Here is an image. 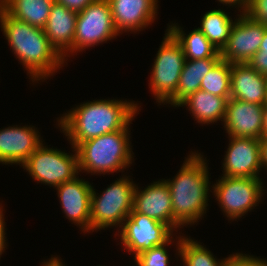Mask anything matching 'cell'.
<instances>
[{
	"label": "cell",
	"instance_id": "1",
	"mask_svg": "<svg viewBox=\"0 0 267 266\" xmlns=\"http://www.w3.org/2000/svg\"><path fill=\"white\" fill-rule=\"evenodd\" d=\"M141 106L127 99L82 102L57 118L58 128L74 148L89 139L123 129Z\"/></svg>",
	"mask_w": 267,
	"mask_h": 266
},
{
	"label": "cell",
	"instance_id": "33",
	"mask_svg": "<svg viewBox=\"0 0 267 266\" xmlns=\"http://www.w3.org/2000/svg\"><path fill=\"white\" fill-rule=\"evenodd\" d=\"M217 1L223 4V7L224 5L228 6L227 9L232 6V8L233 7L238 8L237 9L238 12L240 11V13H245L249 6L250 0H217Z\"/></svg>",
	"mask_w": 267,
	"mask_h": 266
},
{
	"label": "cell",
	"instance_id": "10",
	"mask_svg": "<svg viewBox=\"0 0 267 266\" xmlns=\"http://www.w3.org/2000/svg\"><path fill=\"white\" fill-rule=\"evenodd\" d=\"M117 232L114 236H120L121 245L133 254V258L155 246L163 245L175 234L167 224L137 213L133 209Z\"/></svg>",
	"mask_w": 267,
	"mask_h": 266
},
{
	"label": "cell",
	"instance_id": "27",
	"mask_svg": "<svg viewBox=\"0 0 267 266\" xmlns=\"http://www.w3.org/2000/svg\"><path fill=\"white\" fill-rule=\"evenodd\" d=\"M174 234L176 236H172L166 243L160 246H155L152 249L146 250L138 255H136L133 259L136 263L135 266H168L170 263L168 246L173 245L174 241L177 242L181 238V234L179 232ZM175 239V240H174ZM167 247V248H166ZM134 266V265H133Z\"/></svg>",
	"mask_w": 267,
	"mask_h": 266
},
{
	"label": "cell",
	"instance_id": "6",
	"mask_svg": "<svg viewBox=\"0 0 267 266\" xmlns=\"http://www.w3.org/2000/svg\"><path fill=\"white\" fill-rule=\"evenodd\" d=\"M266 186L262 178L221 177L212 184V194L228 221L240 220L259 205Z\"/></svg>",
	"mask_w": 267,
	"mask_h": 266
},
{
	"label": "cell",
	"instance_id": "17",
	"mask_svg": "<svg viewBox=\"0 0 267 266\" xmlns=\"http://www.w3.org/2000/svg\"><path fill=\"white\" fill-rule=\"evenodd\" d=\"M135 212L167 224L173 230V208L169 187L164 179L153 181L144 189L136 184L133 194Z\"/></svg>",
	"mask_w": 267,
	"mask_h": 266
},
{
	"label": "cell",
	"instance_id": "28",
	"mask_svg": "<svg viewBox=\"0 0 267 266\" xmlns=\"http://www.w3.org/2000/svg\"><path fill=\"white\" fill-rule=\"evenodd\" d=\"M245 13L253 20L267 26V0H250Z\"/></svg>",
	"mask_w": 267,
	"mask_h": 266
},
{
	"label": "cell",
	"instance_id": "4",
	"mask_svg": "<svg viewBox=\"0 0 267 266\" xmlns=\"http://www.w3.org/2000/svg\"><path fill=\"white\" fill-rule=\"evenodd\" d=\"M121 130L106 133L78 144L79 172L91 175H106L124 172L134 162L130 141V124Z\"/></svg>",
	"mask_w": 267,
	"mask_h": 266
},
{
	"label": "cell",
	"instance_id": "7",
	"mask_svg": "<svg viewBox=\"0 0 267 266\" xmlns=\"http://www.w3.org/2000/svg\"><path fill=\"white\" fill-rule=\"evenodd\" d=\"M48 146L42 143L21 167L37 181V184L42 183L56 188L80 174L78 155L73 146L71 151L74 153L70 154L66 150Z\"/></svg>",
	"mask_w": 267,
	"mask_h": 266
},
{
	"label": "cell",
	"instance_id": "31",
	"mask_svg": "<svg viewBox=\"0 0 267 266\" xmlns=\"http://www.w3.org/2000/svg\"><path fill=\"white\" fill-rule=\"evenodd\" d=\"M248 64L257 72L267 77V55H254Z\"/></svg>",
	"mask_w": 267,
	"mask_h": 266
},
{
	"label": "cell",
	"instance_id": "20",
	"mask_svg": "<svg viewBox=\"0 0 267 266\" xmlns=\"http://www.w3.org/2000/svg\"><path fill=\"white\" fill-rule=\"evenodd\" d=\"M229 98L198 90L185 98L178 107H187L190 115L192 114L200 125H209L218 123V121L223 123Z\"/></svg>",
	"mask_w": 267,
	"mask_h": 266
},
{
	"label": "cell",
	"instance_id": "3",
	"mask_svg": "<svg viewBox=\"0 0 267 266\" xmlns=\"http://www.w3.org/2000/svg\"><path fill=\"white\" fill-rule=\"evenodd\" d=\"M0 28L14 56L34 84L51 79L67 63L51 46L42 28L11 17L1 7Z\"/></svg>",
	"mask_w": 267,
	"mask_h": 266
},
{
	"label": "cell",
	"instance_id": "19",
	"mask_svg": "<svg viewBox=\"0 0 267 266\" xmlns=\"http://www.w3.org/2000/svg\"><path fill=\"white\" fill-rule=\"evenodd\" d=\"M78 12L54 2L43 28L51 46L64 58L72 49Z\"/></svg>",
	"mask_w": 267,
	"mask_h": 266
},
{
	"label": "cell",
	"instance_id": "22",
	"mask_svg": "<svg viewBox=\"0 0 267 266\" xmlns=\"http://www.w3.org/2000/svg\"><path fill=\"white\" fill-rule=\"evenodd\" d=\"M54 0H0V7L11 17L44 28Z\"/></svg>",
	"mask_w": 267,
	"mask_h": 266
},
{
	"label": "cell",
	"instance_id": "21",
	"mask_svg": "<svg viewBox=\"0 0 267 266\" xmlns=\"http://www.w3.org/2000/svg\"><path fill=\"white\" fill-rule=\"evenodd\" d=\"M221 58L186 59L181 71L179 83L174 96L166 103L172 107L178 105L189 95L200 90L202 79Z\"/></svg>",
	"mask_w": 267,
	"mask_h": 266
},
{
	"label": "cell",
	"instance_id": "35",
	"mask_svg": "<svg viewBox=\"0 0 267 266\" xmlns=\"http://www.w3.org/2000/svg\"><path fill=\"white\" fill-rule=\"evenodd\" d=\"M60 256H51V258H49V260H44V262H41V266H65L66 264H63L64 262H62V258H59Z\"/></svg>",
	"mask_w": 267,
	"mask_h": 266
},
{
	"label": "cell",
	"instance_id": "14",
	"mask_svg": "<svg viewBox=\"0 0 267 266\" xmlns=\"http://www.w3.org/2000/svg\"><path fill=\"white\" fill-rule=\"evenodd\" d=\"M92 184L76 176L57 186V196L65 218L86 234L90 233Z\"/></svg>",
	"mask_w": 267,
	"mask_h": 266
},
{
	"label": "cell",
	"instance_id": "23",
	"mask_svg": "<svg viewBox=\"0 0 267 266\" xmlns=\"http://www.w3.org/2000/svg\"><path fill=\"white\" fill-rule=\"evenodd\" d=\"M177 24L175 22L171 25L168 24L167 30L181 45L186 59L221 58L220 52L198 28H194L188 32L189 34H186L183 27Z\"/></svg>",
	"mask_w": 267,
	"mask_h": 266
},
{
	"label": "cell",
	"instance_id": "36",
	"mask_svg": "<svg viewBox=\"0 0 267 266\" xmlns=\"http://www.w3.org/2000/svg\"><path fill=\"white\" fill-rule=\"evenodd\" d=\"M255 55H267V26L264 32L262 43L260 44L259 50Z\"/></svg>",
	"mask_w": 267,
	"mask_h": 266
},
{
	"label": "cell",
	"instance_id": "30",
	"mask_svg": "<svg viewBox=\"0 0 267 266\" xmlns=\"http://www.w3.org/2000/svg\"><path fill=\"white\" fill-rule=\"evenodd\" d=\"M95 0H54V2L65 6L75 12L83 11L90 3Z\"/></svg>",
	"mask_w": 267,
	"mask_h": 266
},
{
	"label": "cell",
	"instance_id": "16",
	"mask_svg": "<svg viewBox=\"0 0 267 266\" xmlns=\"http://www.w3.org/2000/svg\"><path fill=\"white\" fill-rule=\"evenodd\" d=\"M108 2L119 35L143 31L144 28L150 27L158 16L159 0H108Z\"/></svg>",
	"mask_w": 267,
	"mask_h": 266
},
{
	"label": "cell",
	"instance_id": "32",
	"mask_svg": "<svg viewBox=\"0 0 267 266\" xmlns=\"http://www.w3.org/2000/svg\"><path fill=\"white\" fill-rule=\"evenodd\" d=\"M4 206H2V204L0 203V259H1V255L5 252L6 248H7V238H6V232L5 230V217L3 214V209Z\"/></svg>",
	"mask_w": 267,
	"mask_h": 266
},
{
	"label": "cell",
	"instance_id": "24",
	"mask_svg": "<svg viewBox=\"0 0 267 266\" xmlns=\"http://www.w3.org/2000/svg\"><path fill=\"white\" fill-rule=\"evenodd\" d=\"M182 234L181 238L174 243L176 245L177 258L180 257L183 266H228L239 254L232 253L227 258L218 259L202 242ZM186 236V237H185Z\"/></svg>",
	"mask_w": 267,
	"mask_h": 266
},
{
	"label": "cell",
	"instance_id": "5",
	"mask_svg": "<svg viewBox=\"0 0 267 266\" xmlns=\"http://www.w3.org/2000/svg\"><path fill=\"white\" fill-rule=\"evenodd\" d=\"M135 186L133 179L126 175L108 185L101 194L92 186L90 233L113 227L121 228L133 208Z\"/></svg>",
	"mask_w": 267,
	"mask_h": 266
},
{
	"label": "cell",
	"instance_id": "15",
	"mask_svg": "<svg viewBox=\"0 0 267 266\" xmlns=\"http://www.w3.org/2000/svg\"><path fill=\"white\" fill-rule=\"evenodd\" d=\"M35 126L12 125L0 129V163L20 165L43 143Z\"/></svg>",
	"mask_w": 267,
	"mask_h": 266
},
{
	"label": "cell",
	"instance_id": "25",
	"mask_svg": "<svg viewBox=\"0 0 267 266\" xmlns=\"http://www.w3.org/2000/svg\"><path fill=\"white\" fill-rule=\"evenodd\" d=\"M223 9H214L206 12L201 18L198 29L221 52L226 46L230 31L235 20Z\"/></svg>",
	"mask_w": 267,
	"mask_h": 266
},
{
	"label": "cell",
	"instance_id": "13",
	"mask_svg": "<svg viewBox=\"0 0 267 266\" xmlns=\"http://www.w3.org/2000/svg\"><path fill=\"white\" fill-rule=\"evenodd\" d=\"M222 162L224 177L260 178L262 171L259 139L228 136Z\"/></svg>",
	"mask_w": 267,
	"mask_h": 266
},
{
	"label": "cell",
	"instance_id": "12",
	"mask_svg": "<svg viewBox=\"0 0 267 266\" xmlns=\"http://www.w3.org/2000/svg\"><path fill=\"white\" fill-rule=\"evenodd\" d=\"M222 124L228 136L261 139L266 133L267 108L229 98Z\"/></svg>",
	"mask_w": 267,
	"mask_h": 266
},
{
	"label": "cell",
	"instance_id": "29",
	"mask_svg": "<svg viewBox=\"0 0 267 266\" xmlns=\"http://www.w3.org/2000/svg\"><path fill=\"white\" fill-rule=\"evenodd\" d=\"M228 266H267V260L257 256L240 253L229 263Z\"/></svg>",
	"mask_w": 267,
	"mask_h": 266
},
{
	"label": "cell",
	"instance_id": "2",
	"mask_svg": "<svg viewBox=\"0 0 267 266\" xmlns=\"http://www.w3.org/2000/svg\"><path fill=\"white\" fill-rule=\"evenodd\" d=\"M206 158L203 153L191 151L176 176L164 179L172 199L174 232L195 225L207 213L212 186Z\"/></svg>",
	"mask_w": 267,
	"mask_h": 266
},
{
	"label": "cell",
	"instance_id": "18",
	"mask_svg": "<svg viewBox=\"0 0 267 266\" xmlns=\"http://www.w3.org/2000/svg\"><path fill=\"white\" fill-rule=\"evenodd\" d=\"M230 80V98L265 105L267 77L257 72L248 63L232 64Z\"/></svg>",
	"mask_w": 267,
	"mask_h": 266
},
{
	"label": "cell",
	"instance_id": "9",
	"mask_svg": "<svg viewBox=\"0 0 267 266\" xmlns=\"http://www.w3.org/2000/svg\"><path fill=\"white\" fill-rule=\"evenodd\" d=\"M117 36L119 33L114 26L108 0H95L78 12L73 49L63 59L66 62L70 54L72 57L75 53L111 41Z\"/></svg>",
	"mask_w": 267,
	"mask_h": 266
},
{
	"label": "cell",
	"instance_id": "34",
	"mask_svg": "<svg viewBox=\"0 0 267 266\" xmlns=\"http://www.w3.org/2000/svg\"><path fill=\"white\" fill-rule=\"evenodd\" d=\"M260 142V156H261V166L263 170L267 171V137L264 135Z\"/></svg>",
	"mask_w": 267,
	"mask_h": 266
},
{
	"label": "cell",
	"instance_id": "26",
	"mask_svg": "<svg viewBox=\"0 0 267 266\" xmlns=\"http://www.w3.org/2000/svg\"><path fill=\"white\" fill-rule=\"evenodd\" d=\"M231 68V63L220 59L209 71V73L202 79L200 90L209 92L215 96L230 97Z\"/></svg>",
	"mask_w": 267,
	"mask_h": 266
},
{
	"label": "cell",
	"instance_id": "8",
	"mask_svg": "<svg viewBox=\"0 0 267 266\" xmlns=\"http://www.w3.org/2000/svg\"><path fill=\"white\" fill-rule=\"evenodd\" d=\"M150 72L149 89L157 104L166 105L175 94L186 58L179 42L166 30Z\"/></svg>",
	"mask_w": 267,
	"mask_h": 266
},
{
	"label": "cell",
	"instance_id": "37",
	"mask_svg": "<svg viewBox=\"0 0 267 266\" xmlns=\"http://www.w3.org/2000/svg\"><path fill=\"white\" fill-rule=\"evenodd\" d=\"M265 106H266V108H267V95H266V102H265Z\"/></svg>",
	"mask_w": 267,
	"mask_h": 266
},
{
	"label": "cell",
	"instance_id": "11",
	"mask_svg": "<svg viewBox=\"0 0 267 266\" xmlns=\"http://www.w3.org/2000/svg\"><path fill=\"white\" fill-rule=\"evenodd\" d=\"M226 46L220 52L227 62L248 63L258 52L266 26L250 18L246 13L237 14Z\"/></svg>",
	"mask_w": 267,
	"mask_h": 266
}]
</instances>
